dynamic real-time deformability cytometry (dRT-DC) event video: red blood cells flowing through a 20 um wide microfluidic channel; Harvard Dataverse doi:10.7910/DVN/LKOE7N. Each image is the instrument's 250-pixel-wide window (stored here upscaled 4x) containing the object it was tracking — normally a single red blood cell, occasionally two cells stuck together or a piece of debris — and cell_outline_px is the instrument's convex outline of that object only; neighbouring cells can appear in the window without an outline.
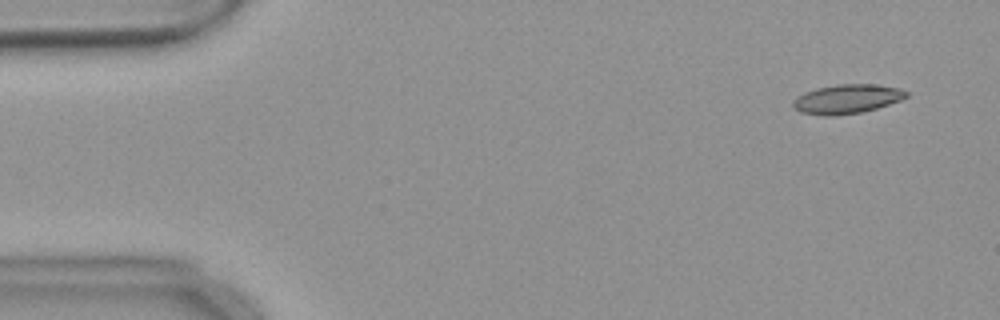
{"species": "common noctule bat (a hibernating species)", "species_latin": "Nyctalus noctula", "temperature_condition": "warm", "stored_images_in_passage": 55, "camera_frame_rate_fps": 3000, "um_per_image_px": 0.085, "animal": {"sex": "female", "body_mass_g": 18.4}, "frame": {"image": 1, "passage_image": 4, "time_ms": 1.0, "image_size_px": [1000, 320], "cell_outline_px": [[908, 96], [900, 100], [876, 108], [860, 112], [836, 116], [824, 116], [800, 112], [792, 108], [792, 100], [796, 96], [804, 92], [816, 88], [836, 84], [880, 84], [900, 88], [908, 92]], "centroid_in_image_um": [71.95, 8.41], "position_along_channel_um": 13.1, "area_um2": 19.54}}
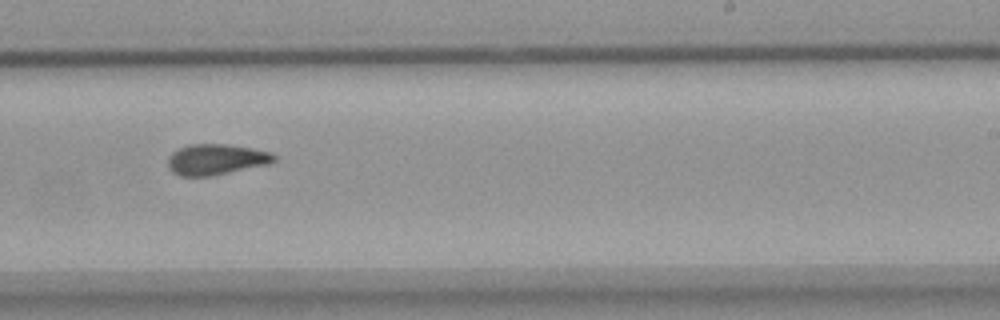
{"frame": {"image": 2, "passage_image": 34, "time_ms": 11.0, "image_size_px": [1000, 320], "cell_outline_px": [[276, 160], [268, 164], [212, 176], [180, 176], [172, 172], [168, 168], [168, 156], [172, 152], [188, 144], [228, 144], [252, 148], [272, 152], [276, 156]], "centroid_in_image_um": [18.36, 13.55], "position_along_channel_um": 270.6, "area_um2": 19.19}}
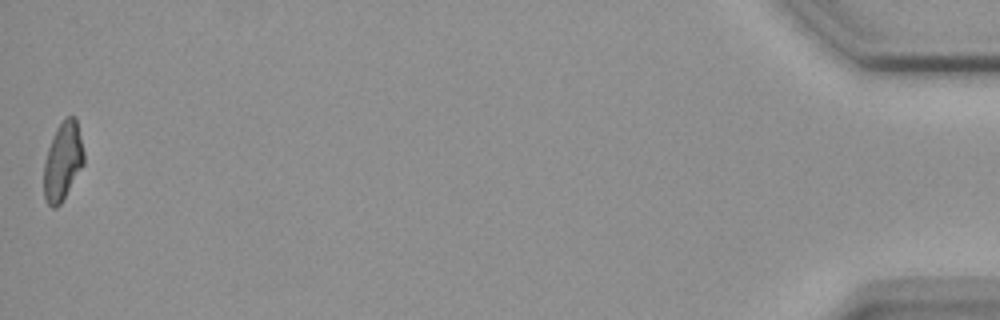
{"frame": {"image": 3, "passage_image": 55, "time_ms": 18.0, "image_size_px": [1000, 320], "cell_outline_px": [[84, 164], [60, 204], [56, 208], [52, 208], [48, 204], [44, 196], [44, 160], [52, 136], [56, 128], [68, 116], [76, 116], [84, 152]], "centroid_in_image_um": [5.33, 13.7], "position_along_channel_um": 429.9, "area_um2": 18.21}, "authors_computed_cell_mechanics": {"area_um2": 19.1318, "velocity_mm_per_s": 3.6827, "shape_relaxation_time_tau1_ms": null, "shape_relaxation_time_tau2_ms": 3.7315, "deformation_change_tau1": null, "deformation_change_tau2": 0.1096}}